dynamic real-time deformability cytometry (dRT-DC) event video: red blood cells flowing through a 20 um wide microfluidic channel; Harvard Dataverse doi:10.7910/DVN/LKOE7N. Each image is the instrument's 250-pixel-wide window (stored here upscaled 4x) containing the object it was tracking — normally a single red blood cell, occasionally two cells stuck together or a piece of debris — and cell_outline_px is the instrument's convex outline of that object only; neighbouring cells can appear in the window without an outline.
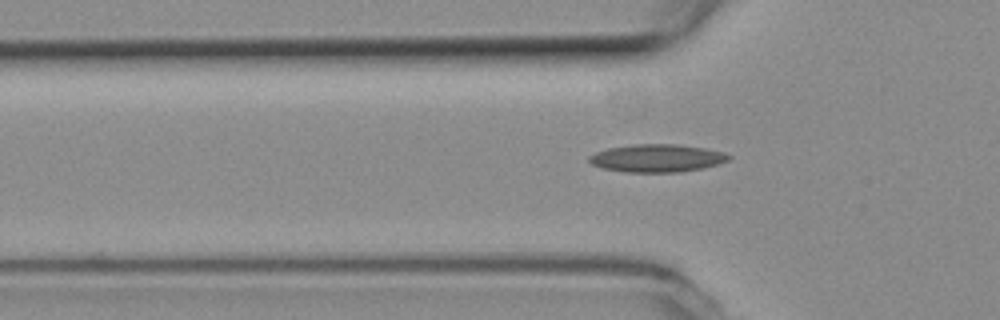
{"species": "common noctule bat (a hibernating species)", "species_latin": "Nyctalus noctula", "temperature_condition": "room temperature", "stored_images_in_passage": 41, "camera_frame_rate_fps": 3000, "um_per_image_px": 0.085, "animal": {"sex": "female", "body_mass_g": 19.3, "forearm_length_mm": 54.1}, "frame": {"image": 1, "passage_image": 9, "time_ms": 2.667, "image_size_px": [1000, 320], "cell_outline_px": [[732, 156], [728, 160], [716, 164], [700, 168], [680, 172], [624, 172], [604, 168], [592, 164], [588, 160], [588, 156], [596, 152], [608, 148], [636, 144], [676, 144], [704, 148], [720, 152]], "centroid_in_image_um": [55.8, 13.44], "position_along_channel_um": 70.0, "area_um2": 22.31}}
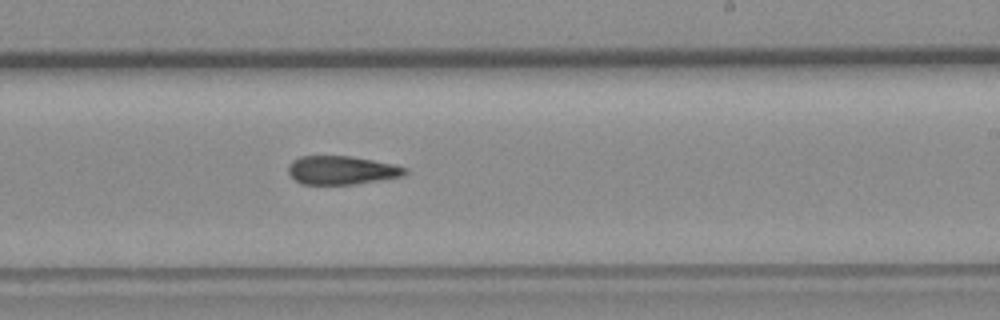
{"frame": {"image": 2, "passage_image": 24, "time_ms": 7.667, "image_size_px": [1000, 320], "cell_outline_px": [[408, 172], [404, 176], [356, 184], [300, 184], [288, 172], [288, 164], [292, 160], [300, 156], [348, 156], [372, 160], [392, 164], [408, 168]], "centroid_in_image_um": [29.04, 14.47], "position_along_channel_um": 260.0, "area_um2": 19.42}}
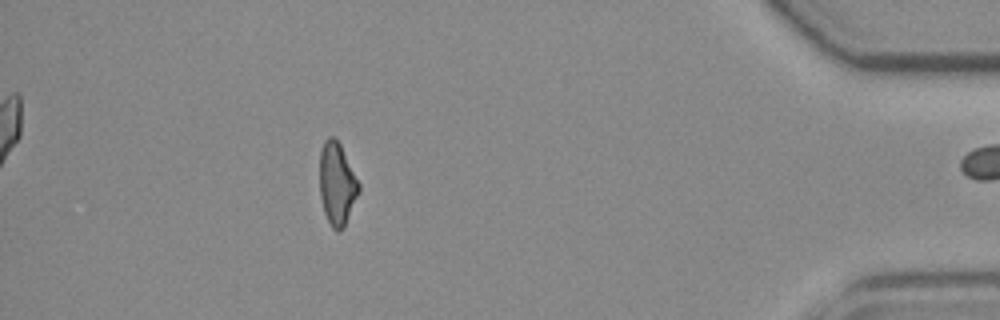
{"frame": {"image": 3, "passage_image": 40, "time_ms": 13.0, "image_size_px": [1000, 320], "cell_outline_px": [[360, 192], [344, 228], [340, 232], [336, 232], [332, 228], [324, 212], [320, 196], [320, 152], [324, 140], [328, 136], [332, 136], [340, 144], [360, 184]], "centroid_in_image_um": [28.65, 15.66], "position_along_channel_um": 406.5, "area_um2": 18.96}}